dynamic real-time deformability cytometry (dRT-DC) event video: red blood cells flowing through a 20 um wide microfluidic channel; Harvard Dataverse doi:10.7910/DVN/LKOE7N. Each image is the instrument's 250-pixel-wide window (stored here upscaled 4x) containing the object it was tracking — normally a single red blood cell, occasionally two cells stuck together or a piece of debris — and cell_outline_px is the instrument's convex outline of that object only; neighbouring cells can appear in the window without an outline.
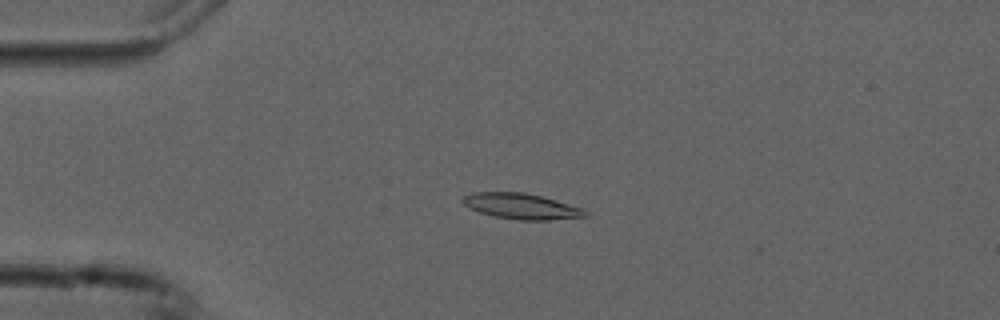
{"species": "common noctule bat (a hibernating species)", "species_latin": "Nyctalus noctula", "temperature_condition": "cold", "stored_images_in_passage": 53, "camera_frame_rate_fps": 3000, "um_per_image_px": 0.085, "animal": {"sex": "male", "forearm_length_mm": 52.5}, "frame": {"image": 1, "passage_image": 12, "time_ms": 3.667, "image_size_px": [1000, 320], "cell_outline_px": [[588, 216], [548, 220], [520, 220], [492, 216], [468, 208], [460, 200], [464, 196], [472, 192], [524, 192], [540, 196], [580, 208], [588, 212]], "centroid_in_image_um": [44.24, 17.53], "position_along_channel_um": 40.8, "area_um2": 18.15}}
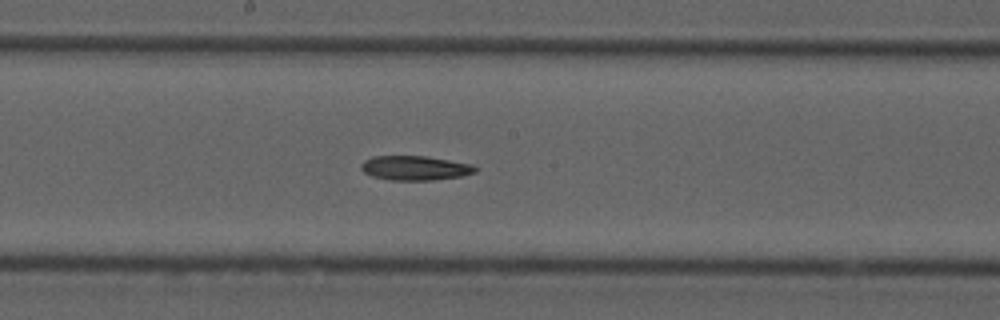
{"frame": {"image": 2, "passage_image": 28, "time_ms": 9.0, "image_size_px": [1000, 320], "cell_outline_px": [[480, 168], [476, 172], [464, 176], [432, 180], [388, 180], [372, 176], [364, 172], [360, 168], [360, 164], [364, 160], [372, 156], [424, 156], [472, 164]], "centroid_in_image_um": [35.29, 14.28], "position_along_channel_um": 212.9, "area_um2": 16.42}}
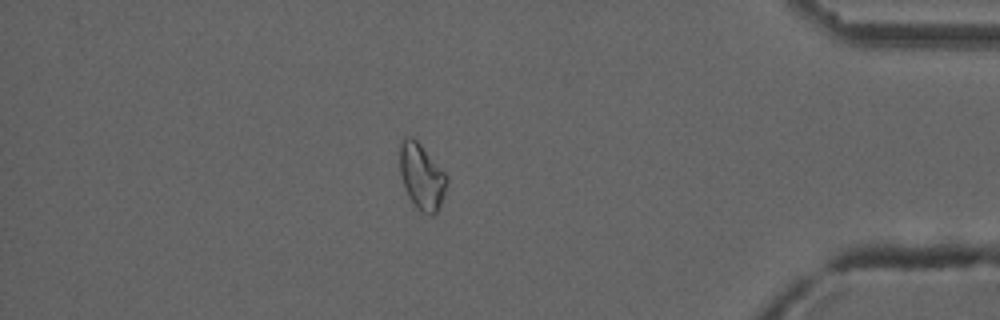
{"frame": {"image": 3, "passage_image": 46, "time_ms": 15.0, "image_size_px": [1000, 320], "cell_outline_px": [[448, 180], [444, 196], [436, 212], [432, 216], [428, 216], [416, 208], [408, 196], [400, 176], [400, 144], [404, 136], [412, 136], [420, 144], [448, 176]], "centroid_in_image_um": [35.84, 15.02], "position_along_channel_um": 399.4, "area_um2": 18.09}}